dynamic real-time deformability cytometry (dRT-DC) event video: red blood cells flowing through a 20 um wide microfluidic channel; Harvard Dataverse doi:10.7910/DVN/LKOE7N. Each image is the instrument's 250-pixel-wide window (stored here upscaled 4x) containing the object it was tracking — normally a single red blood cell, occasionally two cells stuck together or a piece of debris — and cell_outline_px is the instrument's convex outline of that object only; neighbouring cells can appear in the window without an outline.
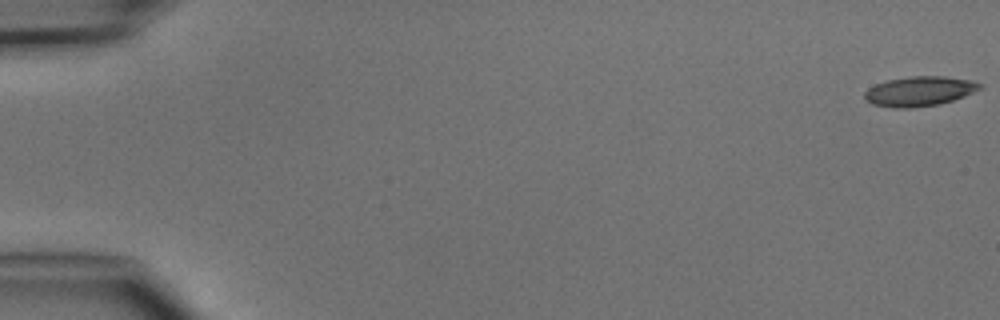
{"species": "common noctule bat (a hibernating species)", "species_latin": "Nyctalus noctula", "temperature_condition": "cold", "stored_images_in_passage": 4, "camera_frame_rate_fps": 3000, "um_per_image_px": 0.085, "animal": {"sex": "male", "body_mass_g": 15.6}, "frame": {"image": 1, "passage_image": 1, "time_ms": 0.0, "image_size_px": [1000, 320], "cell_outline_px": [[984, 88], [964, 96], [940, 104], [912, 108], [892, 108], [872, 104], [864, 100], [864, 92], [868, 88], [876, 84], [888, 80], [912, 76], [944, 76], [972, 80], [984, 84]], "centroid_in_image_um": [78.17, 7.76], "position_along_channel_um": 6.8, "area_um2": 20.23}}
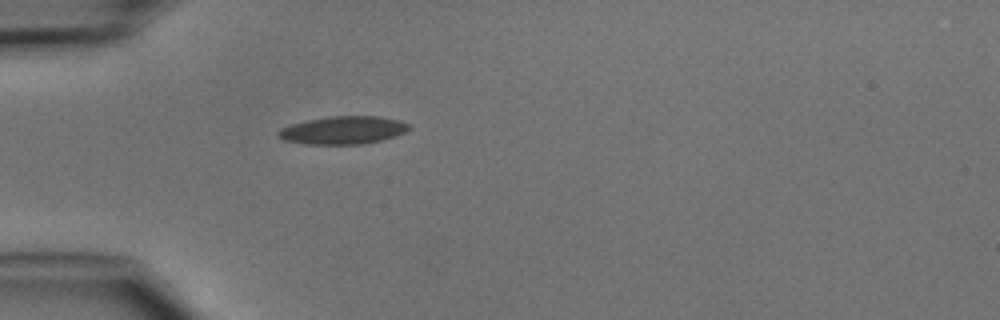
{"frame": {"image": 2, "passage_image": 4, "time_ms": 4.667, "image_size_px": [1000, 320], "cell_outline_px": [[412, 128], [396, 136], [380, 140], [360, 144], [304, 144], [284, 140], [276, 136], [276, 132], [280, 128], [292, 124], [308, 120], [332, 116], [380, 116], [400, 120], [408, 124]], "centroid_in_image_um": [29.15, 11.06], "position_along_channel_um": 55.8, "area_um2": 21.27}}